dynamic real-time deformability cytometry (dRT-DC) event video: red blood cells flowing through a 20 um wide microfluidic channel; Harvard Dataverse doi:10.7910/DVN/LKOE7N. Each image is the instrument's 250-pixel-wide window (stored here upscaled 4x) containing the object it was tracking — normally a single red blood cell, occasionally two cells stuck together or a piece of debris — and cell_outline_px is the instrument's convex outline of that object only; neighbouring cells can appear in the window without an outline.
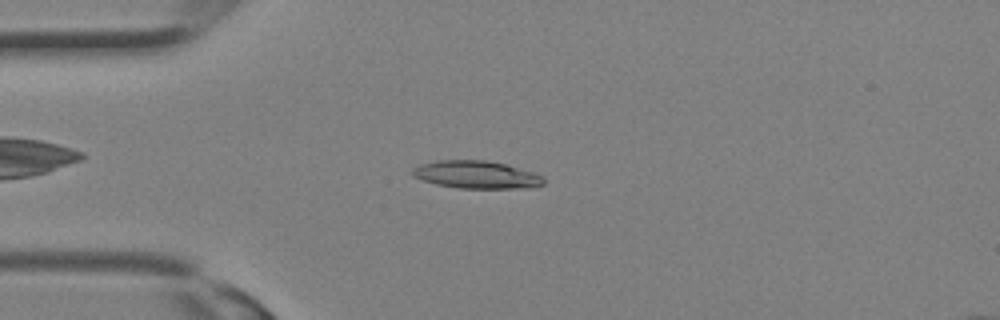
{"species": "Egyptian fruit bat (a non-hibernating species)", "species_latin": "Rousettus aegyptiacus", "temperature_condition": "room temperature", "stored_images_in_passage": 29, "camera_frame_rate_fps": 3000, "um_per_image_px": 0.085, "animal": {"sex": "female"}, "frame": {"image": 1, "passage_image": 6, "time_ms": 1.667, "image_size_px": [1000, 320], "cell_outline_px": [[544, 184], [520, 188], [460, 188], [436, 184], [412, 176], [412, 168], [420, 164], [436, 160], [484, 160], [504, 164], [532, 172], [540, 176], [544, 180]], "centroid_in_image_um": [40.42, 14.84], "position_along_channel_um": 44.6, "area_um2": 20.81}}
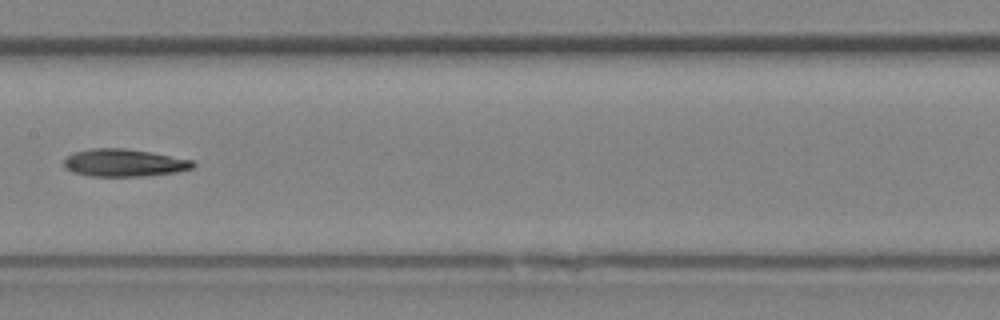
{"frame": {"image": 2, "passage_image": 14, "time_ms": 4.333, "image_size_px": [1000, 320], "cell_outline_px": [[196, 164], [192, 168], [176, 172], [140, 176], [88, 176], [72, 172], [64, 168], [64, 160], [72, 152], [92, 148], [124, 148], [148, 152], [192, 160]], "centroid_in_image_um": [10.48, 13.84], "position_along_channel_um": 196.9, "area_um2": 20.58}}
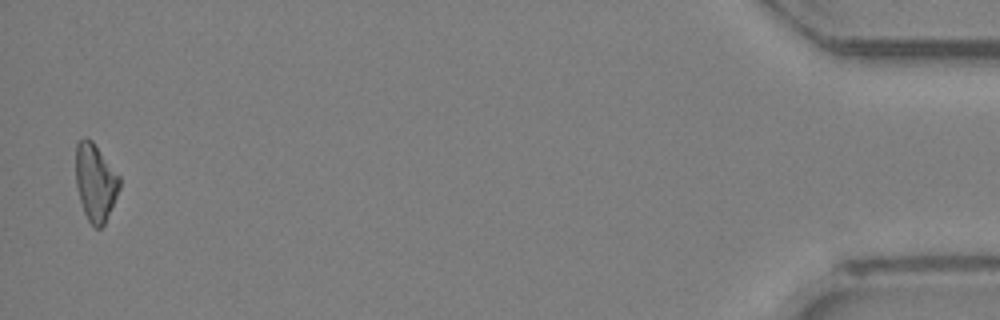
{"frame": {"image": 3, "passage_image": 29, "time_ms": 9.333, "image_size_px": [1000, 320], "cell_outline_px": [[120, 188], [104, 224], [100, 228], [96, 228], [88, 220], [84, 212], [80, 200], [76, 184], [76, 144], [84, 136], [92, 140], [120, 176]], "centroid_in_image_um": [8.11, 15.47], "position_along_channel_um": 427.1, "area_um2": 19.59}}